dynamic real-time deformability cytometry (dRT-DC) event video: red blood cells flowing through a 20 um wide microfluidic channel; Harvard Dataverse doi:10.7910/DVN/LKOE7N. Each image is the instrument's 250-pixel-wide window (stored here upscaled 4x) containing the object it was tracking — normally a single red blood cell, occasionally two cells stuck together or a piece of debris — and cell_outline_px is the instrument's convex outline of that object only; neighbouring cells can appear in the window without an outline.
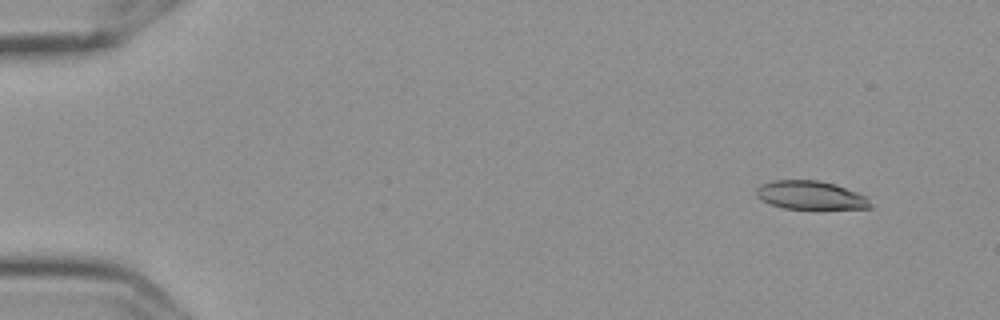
{"species": "Egyptian fruit bat (a non-hibernating species)", "species_latin": "Rousettus aegyptiacus", "temperature_condition": "cold", "stored_images_in_passage": 4, "camera_frame_rate_fps": 3000, "um_per_image_px": 0.085, "frame": {"image": 1, "passage_image": 1, "time_ms": 0.0, "image_size_px": [1000, 320], "cell_outline_px": [[872, 208], [784, 208], [772, 204], [756, 196], [756, 188], [772, 180], [816, 180], [836, 184], [868, 196], [872, 204]], "centroid_in_image_um": [68.95, 16.58], "position_along_channel_um": 16.1, "area_um2": 18.73}}